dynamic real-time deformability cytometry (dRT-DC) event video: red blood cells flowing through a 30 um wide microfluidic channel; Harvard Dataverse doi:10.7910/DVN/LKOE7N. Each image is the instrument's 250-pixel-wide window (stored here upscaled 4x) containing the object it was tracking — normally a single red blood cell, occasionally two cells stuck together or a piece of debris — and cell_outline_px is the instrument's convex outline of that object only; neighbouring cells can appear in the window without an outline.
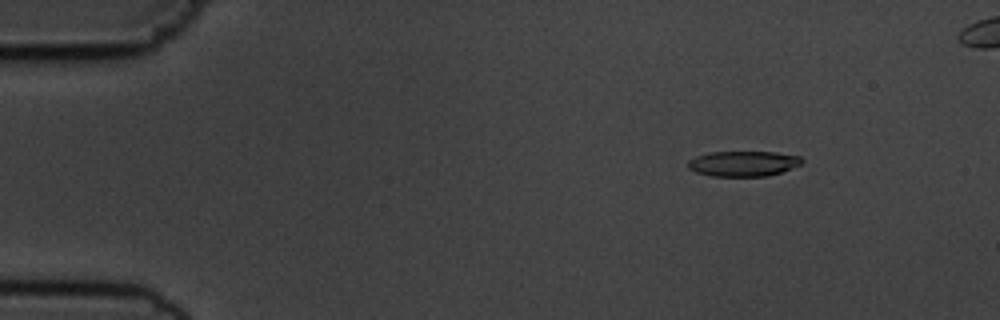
{"species": "common noctule bat (a hibernating species)", "species_latin": "Nyctalus noctula", "temperature_condition": "cold", "stored_images_in_passage": 54, "camera_frame_rate_fps": 3000, "um_per_image_px": 0.085, "animal": {"sex": "male", "body_mass_g": 19.5, "forearm_length_mm": 54.6}, "frame": {"image": 1, "passage_image": 8, "time_ms": 2.333, "image_size_px": [1000, 320], "cell_outline_px": [[804, 160], [800, 164], [780, 172], [768, 176], [712, 176], [696, 172], [688, 168], [688, 160], [696, 156], [712, 152], [776, 152], [800, 156]], "centroid_in_image_um": [63.17, 13.9], "position_along_channel_um": 21.8, "area_um2": 16.7}}
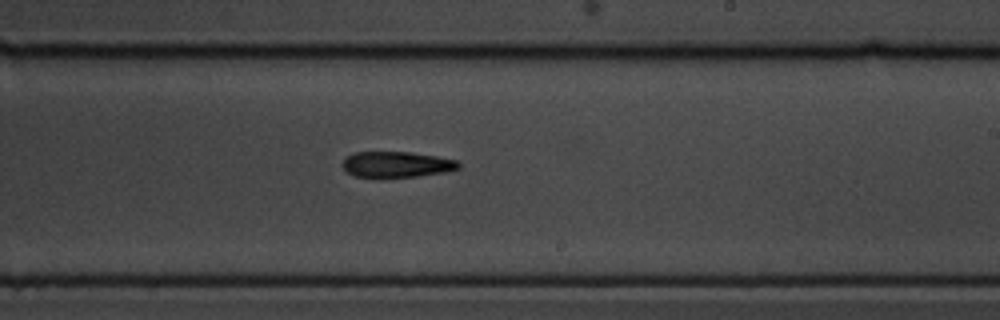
{"frame": {"image": 2, "passage_image": 34, "time_ms": 11.0, "image_size_px": [1000, 320], "cell_outline_px": [[460, 168], [444, 172], [416, 176], [380, 180], [352, 176], [340, 164], [344, 156], [352, 152], [408, 152], [436, 156], [456, 160], [460, 164]], "centroid_in_image_um": [33.6, 14.01], "position_along_channel_um": 255.4, "area_um2": 18.21}}
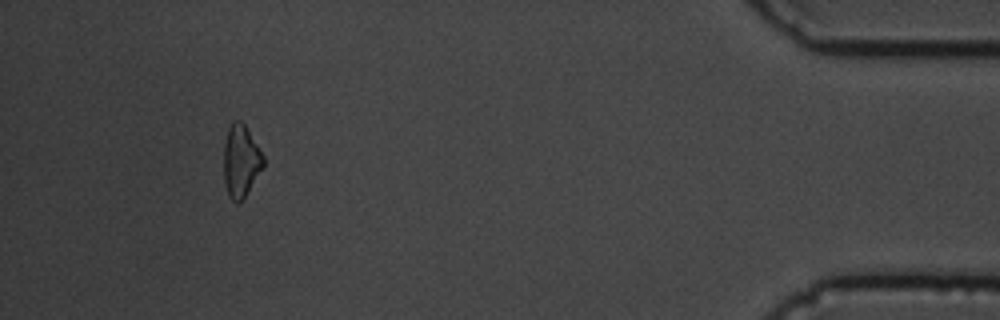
{"frame": {"image": 3, "passage_image": 52, "time_ms": 17.0, "image_size_px": [1000, 320], "cell_outline_px": [[264, 168], [244, 196], [236, 204], [228, 196], [224, 180], [224, 144], [228, 128], [232, 120], [240, 120], [244, 124], [264, 156]], "centroid_in_image_um": [20.47, 13.67], "position_along_channel_um": 414.7, "area_um2": 16.65}}